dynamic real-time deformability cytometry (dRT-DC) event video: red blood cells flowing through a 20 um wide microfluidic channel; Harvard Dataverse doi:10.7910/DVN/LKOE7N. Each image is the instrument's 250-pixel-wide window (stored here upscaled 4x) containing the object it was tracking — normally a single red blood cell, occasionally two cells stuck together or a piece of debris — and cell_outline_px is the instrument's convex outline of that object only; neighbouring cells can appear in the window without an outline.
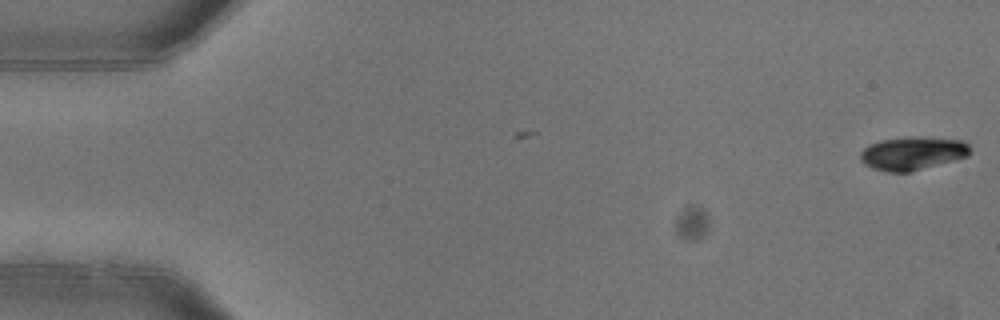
{"species": "common noctule bat (a hibernating species)", "species_latin": "Nyctalus noctula", "temperature_condition": "warm", "stored_images_in_passage": 2, "camera_frame_rate_fps": 3000, "um_per_image_px": 0.085, "animal": {"sex": "female"}, "frame": {"image": 1, "passage_image": 2, "time_ms": 0.333, "image_size_px": [1000, 320], "cell_outline_px": [[972, 152], [968, 156], [908, 172], [888, 172], [872, 168], [864, 164], [860, 160], [860, 152], [868, 144], [880, 140], [904, 136], [960, 140], [968, 144]], "centroid_in_image_um": [77.52, 13.02], "position_along_channel_um": 7.5, "area_um2": 21.21}}